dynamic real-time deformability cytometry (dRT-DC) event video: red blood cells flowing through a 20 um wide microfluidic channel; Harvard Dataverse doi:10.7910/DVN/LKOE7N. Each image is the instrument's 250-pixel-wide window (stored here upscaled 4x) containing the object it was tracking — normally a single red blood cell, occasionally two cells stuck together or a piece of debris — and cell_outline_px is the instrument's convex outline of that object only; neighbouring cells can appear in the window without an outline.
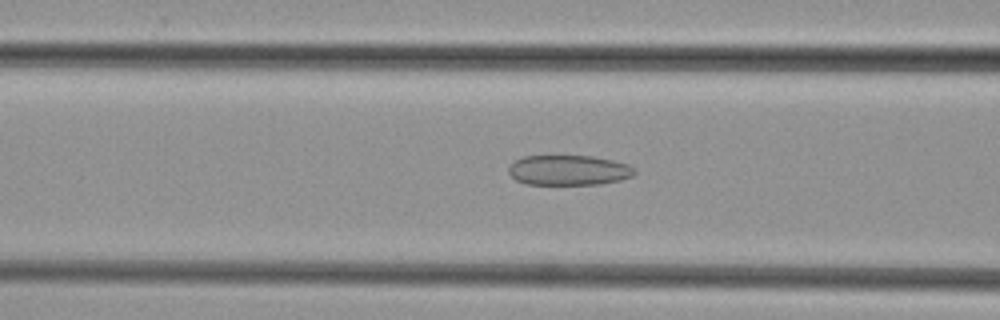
{"species": "common noctule bat (a hibernating species)", "species_latin": "Nyctalus noctula", "temperature_condition": "cold", "stored_images_in_passage": 44, "camera_frame_rate_fps": 3000, "um_per_image_px": 0.085, "animal": {"sex": "female", "body_mass_g": 29.2, "forearm_length_mm": 56.3}, "frame": {"image": 1, "passage_image": 18, "time_ms": 5.667, "image_size_px": [1000, 320], "cell_outline_px": [[636, 172], [632, 176], [620, 180], [600, 184], [528, 184], [516, 180], [508, 172], [508, 168], [516, 160], [524, 156], [592, 156], [612, 160], [628, 164], [636, 168]], "centroid_in_image_um": [48.37, 14.46], "position_along_channel_um": 118.2, "area_um2": 22.02}}
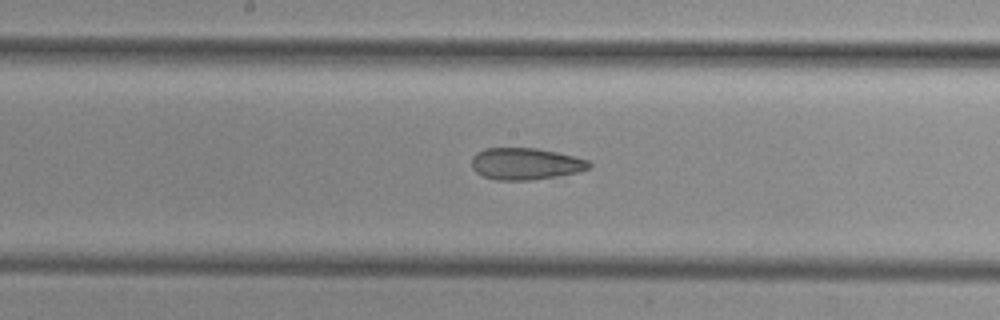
{"frame": {"image": 2, "passage_image": 24, "time_ms": 7.667, "image_size_px": [1000, 320], "cell_outline_px": [[592, 168], [580, 172], [532, 180], [496, 180], [484, 176], [476, 172], [472, 168], [472, 156], [476, 152], [488, 148], [536, 148], [556, 152], [588, 160], [592, 164]], "centroid_in_image_um": [44.68, 13.92], "position_along_channel_um": 203.5, "area_um2": 21.79}}
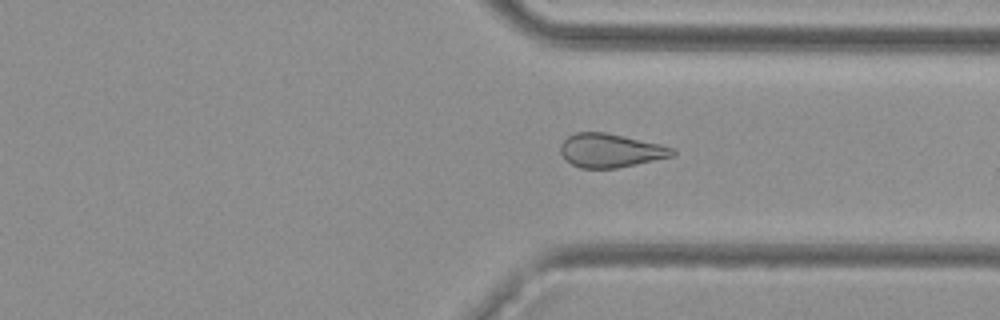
{"frame": {"image": 3, "passage_image": 35, "time_ms": 11.333, "image_size_px": [1000, 320], "cell_outline_px": [[676, 152], [672, 156], [636, 164], [616, 168], [580, 168], [564, 160], [560, 152], [560, 144], [568, 136], [576, 132], [604, 132], [660, 144], [672, 148]], "centroid_in_image_um": [51.83, 12.79], "position_along_channel_um": 359.6, "area_um2": 21.85}}